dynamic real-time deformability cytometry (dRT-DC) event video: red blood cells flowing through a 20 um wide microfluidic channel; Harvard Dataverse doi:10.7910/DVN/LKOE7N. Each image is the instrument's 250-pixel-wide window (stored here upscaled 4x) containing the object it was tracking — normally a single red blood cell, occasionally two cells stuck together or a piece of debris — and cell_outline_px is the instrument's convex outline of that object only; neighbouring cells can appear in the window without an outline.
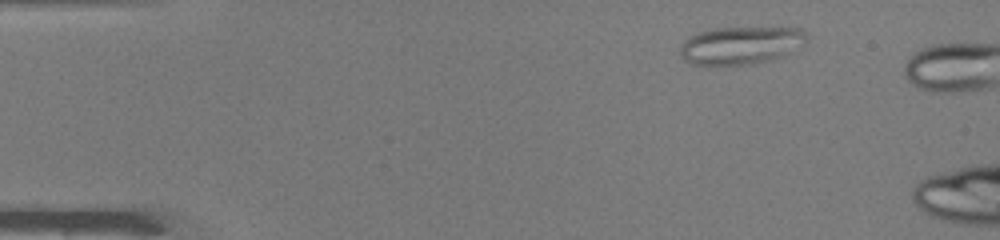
{"species": "common noctule bat (a hibernating species)", "species_latin": "Nyctalus noctula", "temperature_condition": "warm", "stored_images_in_passage": 3, "camera_frame_rate_fps": 3000, "um_per_image_px": 0.085, "animal": {"sex": "male", "body_mass_g": 19.0, "forearm_length_mm": 50.8}, "frame": {"image": 1, "passage_image": 1, "time_ms": 0.0, "image_size_px": [1000, 240], "cell_outline_px": [[808, 40], [792, 52], [784, 56], [756, 64], [692, 64], [684, 60], [680, 56], [680, 48], [684, 40], [688, 36], [696, 32], [712, 28], [800, 28], [808, 36]], "centroid_in_image_um": [62.96, 3.84], "position_along_channel_um": 22.0, "area_um2": 27.98}}